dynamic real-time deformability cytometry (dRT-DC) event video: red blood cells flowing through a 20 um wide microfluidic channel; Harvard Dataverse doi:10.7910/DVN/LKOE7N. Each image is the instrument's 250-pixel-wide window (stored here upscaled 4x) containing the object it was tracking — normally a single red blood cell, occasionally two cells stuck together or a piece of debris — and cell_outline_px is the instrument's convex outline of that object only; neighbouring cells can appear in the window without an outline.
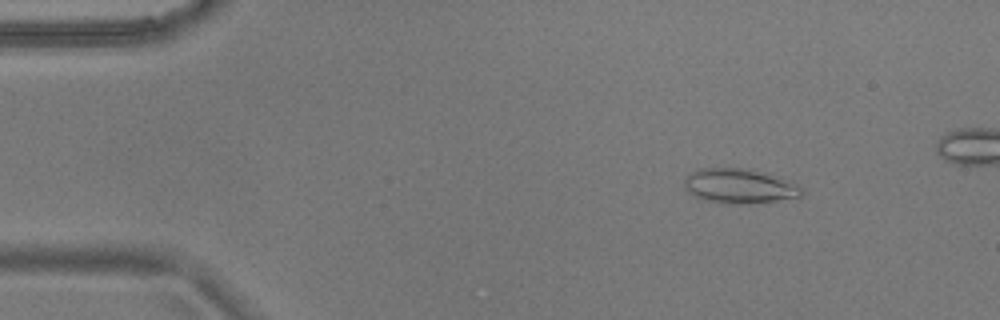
{"species": "common noctule bat (a hibernating species)", "species_latin": "Nyctalus noctula", "temperature_condition": "warm", "stored_images_in_passage": 52, "camera_frame_rate_fps": 3000, "um_per_image_px": 0.085, "animal": {"sex": "male", "body_mass_g": 17.9}, "frame": {"image": 1, "passage_image": 8, "time_ms": 2.333, "image_size_px": [1000, 320], "cell_outline_px": [[804, 192], [800, 200], [748, 204], [720, 204], [704, 200], [688, 192], [684, 188], [684, 176], [700, 168], [748, 168], [780, 176], [800, 188]], "centroid_in_image_um": [62.91, 15.85], "position_along_channel_um": 22.1, "area_um2": 24.62}}
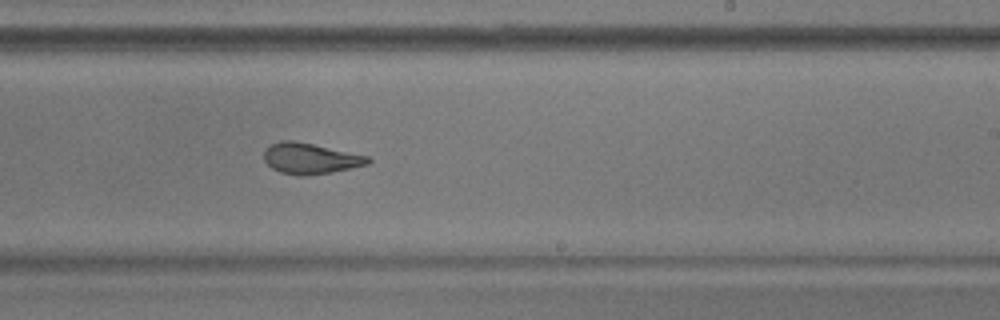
{"frame": {"image": 2, "passage_image": 34, "time_ms": 11.0, "image_size_px": [1000, 320], "cell_outline_px": [[372, 160], [368, 164], [328, 172], [300, 176], [296, 176], [280, 172], [272, 168], [264, 160], [264, 148], [280, 140], [292, 140], [312, 144], [368, 156]], "centroid_in_image_um": [26.32, 13.46], "position_along_channel_um": 262.7, "area_um2": 18.38}}
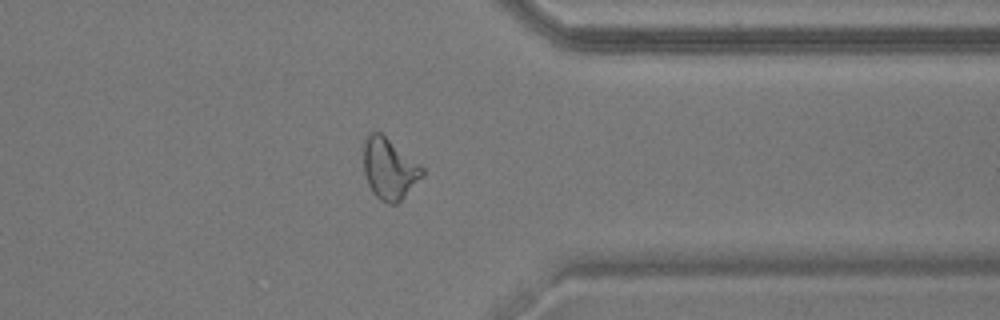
{"frame": {"image": 3, "passage_image": 44, "time_ms": 14.333, "image_size_px": [1000, 320], "cell_outline_px": [[424, 176], [396, 204], [388, 204], [380, 200], [372, 192], [368, 184], [364, 172], [364, 144], [368, 132], [380, 132], [420, 164], [424, 168]], "centroid_in_image_um": [33.09, 14.35], "position_along_channel_um": 378.3, "area_um2": 20.81}, "authors_computed_cell_mechanics": {"area_um2": 20.6635, "velocity_mm_per_s": 3.6728, "shape_relaxation_time_tau1_ms": null, "shape_relaxation_time_tau2_ms": 2.6873, "deformation_change_tau1": null, "deformation_change_tau2": 0.1069}}